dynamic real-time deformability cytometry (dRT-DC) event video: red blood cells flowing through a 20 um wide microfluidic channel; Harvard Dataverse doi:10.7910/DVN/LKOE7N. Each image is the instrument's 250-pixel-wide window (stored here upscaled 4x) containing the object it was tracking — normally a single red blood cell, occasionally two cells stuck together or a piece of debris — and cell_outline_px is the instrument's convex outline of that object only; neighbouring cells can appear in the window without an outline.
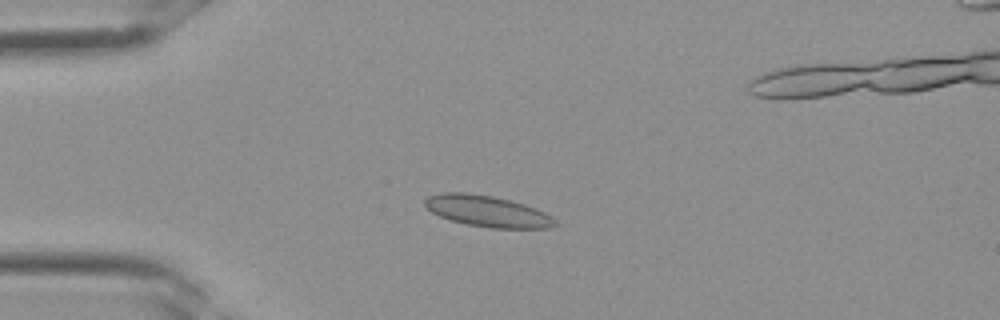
{"species": "Egyptian fruit bat (a non-hibernating species)", "species_latin": "Rousettus aegyptiacus", "temperature_condition": "room temperature", "stored_images_in_passage": 31, "camera_frame_rate_fps": 3000, "um_per_image_px": 0.085, "frame": {"image": 1, "passage_image": 4, "time_ms": 1.0, "image_size_px": [1000, 320], "cell_outline_px": [[560, 224], [548, 228], [492, 228], [464, 224], [440, 216], [424, 208], [424, 200], [428, 196], [440, 192], [468, 192], [492, 196], [524, 204], [536, 208], [552, 216]], "centroid_in_image_um": [41.41, 17.95], "position_along_channel_um": 43.6, "area_um2": 23.87}}
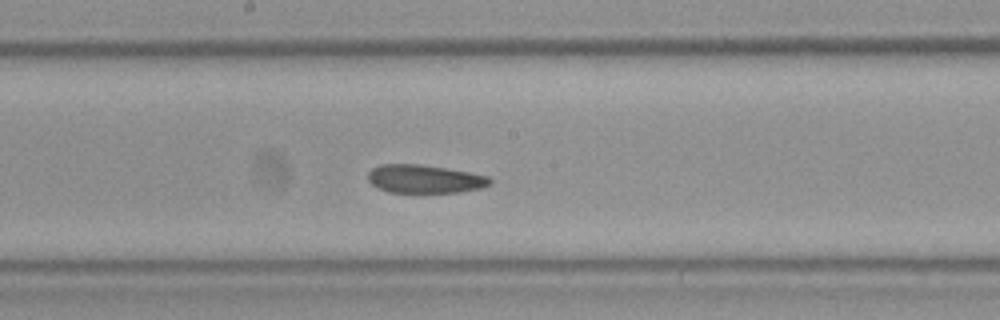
{"frame": {"image": 2, "passage_image": 14, "time_ms": 4.333, "image_size_px": [1000, 320], "cell_outline_px": [[492, 184], [480, 188], [456, 192], [388, 192], [376, 188], [368, 180], [368, 172], [372, 168], [380, 164], [420, 164], [468, 172], [488, 176], [492, 180]], "centroid_in_image_um": [36.06, 15.21], "position_along_channel_um": 212.1, "area_um2": 20.06}}
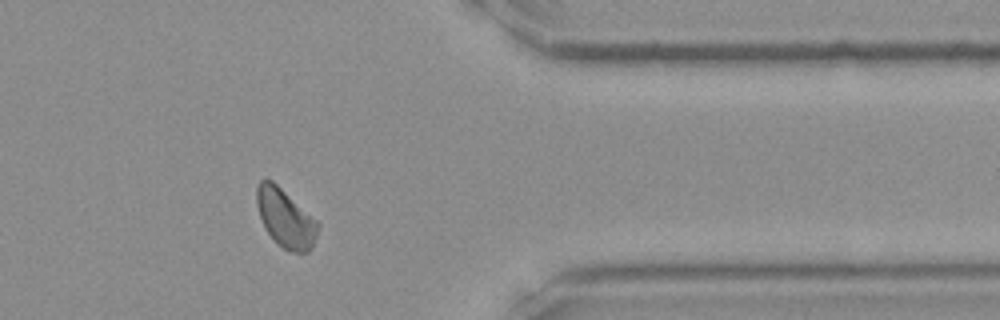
{"frame": {"image": 3, "passage_image": 24, "time_ms": 7.667, "image_size_px": [1000, 320], "cell_outline_px": [[320, 224], [312, 248], [308, 252], [292, 252], [284, 248], [264, 228], [256, 204], [256, 188], [260, 180], [272, 180], [316, 220]], "centroid_in_image_um": [24.26, 18.54], "position_along_channel_um": 387.1, "area_um2": 20.4}}